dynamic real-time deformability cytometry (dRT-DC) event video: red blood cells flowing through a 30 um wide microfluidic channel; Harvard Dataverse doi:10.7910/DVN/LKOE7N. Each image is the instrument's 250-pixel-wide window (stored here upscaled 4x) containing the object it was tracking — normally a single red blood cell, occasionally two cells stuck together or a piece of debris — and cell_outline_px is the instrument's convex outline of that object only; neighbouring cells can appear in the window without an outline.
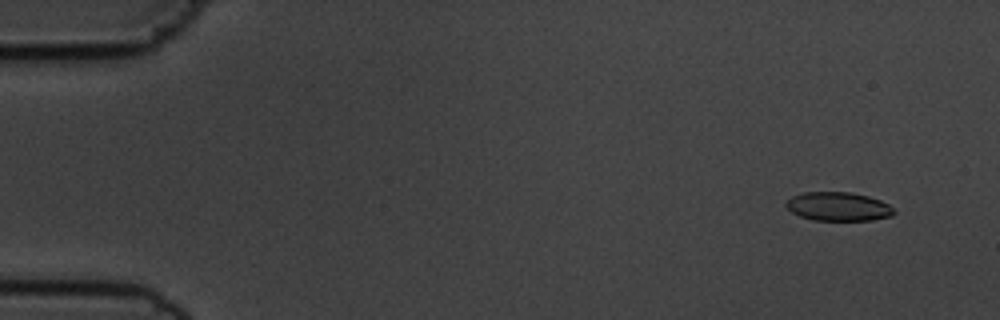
{"species": "common noctule bat (a hibernating species)", "species_latin": "Nyctalus noctula", "temperature_condition": "cold", "stored_images_in_passage": 56, "camera_frame_rate_fps": 3000, "um_per_image_px": 0.085, "animal": {"sex": "male", "body_mass_g": 19.5, "forearm_length_mm": 54.6}, "frame": {"image": 1, "passage_image": 4, "time_ms": 1.0, "image_size_px": [1000, 320], "cell_outline_px": [[896, 212], [892, 216], [872, 220], [812, 220], [800, 216], [792, 212], [784, 204], [792, 196], [804, 192], [852, 192], [868, 196], [880, 200], [888, 204]], "centroid_in_image_um": [71.26, 17.55], "position_along_channel_um": 13.7, "area_um2": 18.09}}
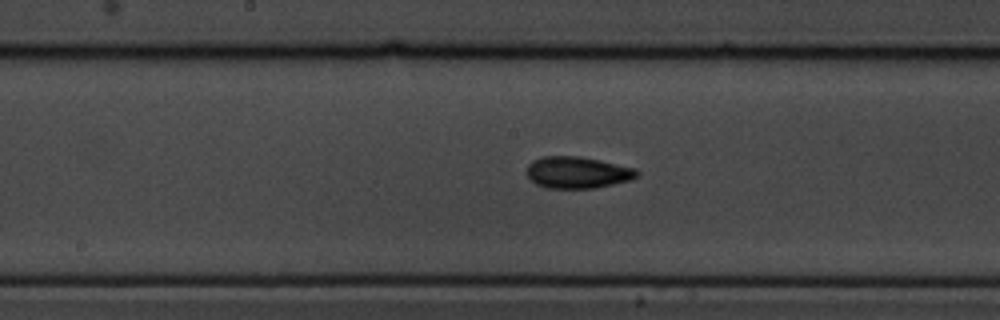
{"frame": {"image": 2, "passage_image": 29, "time_ms": 9.333, "image_size_px": [1000, 320], "cell_outline_px": [[640, 176], [632, 180], [596, 188], [548, 188], [536, 184], [524, 172], [528, 164], [532, 160], [544, 156], [580, 156], [636, 168], [640, 172]], "centroid_in_image_um": [49.1, 14.66], "position_along_channel_um": 199.1, "area_um2": 20.63}}
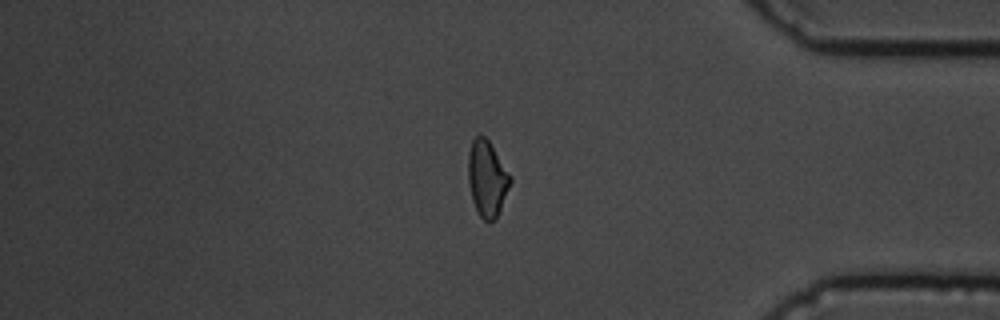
{"frame": {"image": 3, "passage_image": 47, "time_ms": 15.333, "image_size_px": [1000, 320], "cell_outline_px": [[512, 180], [496, 220], [488, 224], [480, 216], [472, 200], [468, 184], [468, 152], [472, 140], [480, 132], [488, 140], [512, 176]], "centroid_in_image_um": [41.4, 15.18], "position_along_channel_um": 393.8, "area_um2": 18.9}, "authors_computed_cell_mechanics": {"area_um2": 19.0451, "velocity_mm_per_s": 3.6377, "shape_relaxation_time_tau1_ms": 3.7579, "shape_relaxation_time_tau2_ms": 2.5811, "deformation_change_tau1": 0.1396, "deformation_change_tau2": 0.092}}